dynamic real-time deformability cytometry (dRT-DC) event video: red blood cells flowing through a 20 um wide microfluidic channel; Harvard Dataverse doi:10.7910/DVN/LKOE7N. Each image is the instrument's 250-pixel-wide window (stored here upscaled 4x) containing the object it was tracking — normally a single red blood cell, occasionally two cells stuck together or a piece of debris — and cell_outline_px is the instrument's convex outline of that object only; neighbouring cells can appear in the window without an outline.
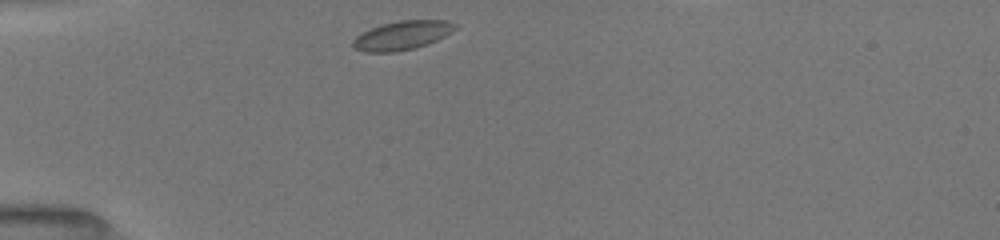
{"species": "common noctule bat (a hibernating species)", "species_latin": "Nyctalus noctula", "temperature_condition": "room temperature", "stored_images_in_passage": 16, "camera_frame_rate_fps": 3000, "um_per_image_px": 0.085, "animal": {"sex": "female", "body_mass_g": 19.5, "forearm_length_mm": 54.1}, "frame": {"image": 1, "passage_image": 1, "time_ms": 0.0, "image_size_px": [1000, 240], "cell_outline_px": [[460, 24], [452, 32], [428, 44], [416, 48], [396, 52], [364, 52], [352, 48], [352, 40], [360, 32], [380, 24], [400, 20], [448, 20]], "centroid_in_image_um": [34.17, 3.0], "position_along_channel_um": 50.8, "area_um2": 17.63}}
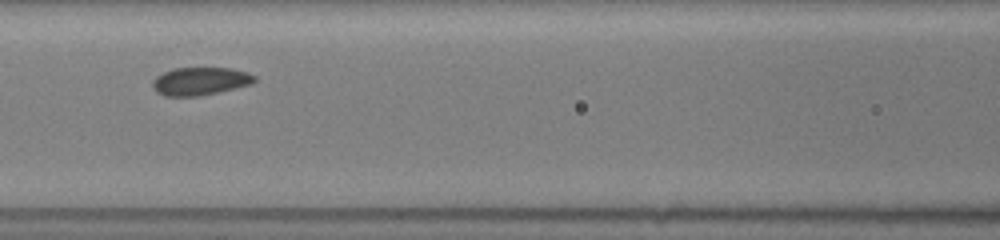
{"frame": {"image": 2, "passage_image": 9, "time_ms": 3.0, "image_size_px": [1000, 240], "cell_outline_px": [[256, 80], [252, 84], [220, 92], [200, 96], [164, 96], [156, 92], [152, 88], [152, 80], [156, 76], [172, 68], [232, 68], [248, 72], [256, 76]], "centroid_in_image_um": [17.01, 6.9], "position_along_channel_um": 149.6, "area_um2": 16.88}}
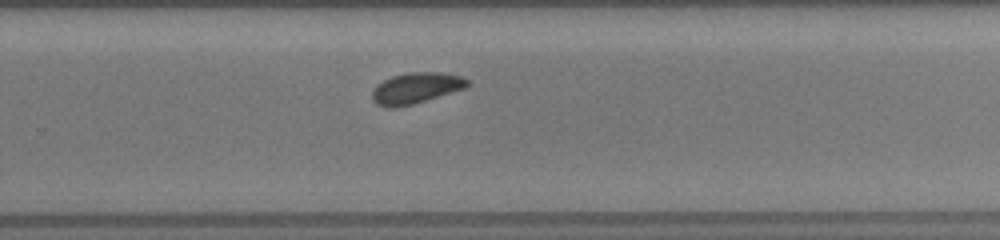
{"frame": {"image": 3, "passage_image": 16, "time_ms": 6.667, "image_size_px": [1000, 240], "cell_outline_px": [[472, 84], [464, 88], [412, 104], [396, 108], [384, 108], [376, 104], [372, 100], [372, 88], [376, 84], [392, 76], [408, 72], [440, 72], [460, 76], [468, 80]], "centroid_in_image_um": [35.3, 7.49], "position_along_channel_um": 294.5, "area_um2": 17.22}}